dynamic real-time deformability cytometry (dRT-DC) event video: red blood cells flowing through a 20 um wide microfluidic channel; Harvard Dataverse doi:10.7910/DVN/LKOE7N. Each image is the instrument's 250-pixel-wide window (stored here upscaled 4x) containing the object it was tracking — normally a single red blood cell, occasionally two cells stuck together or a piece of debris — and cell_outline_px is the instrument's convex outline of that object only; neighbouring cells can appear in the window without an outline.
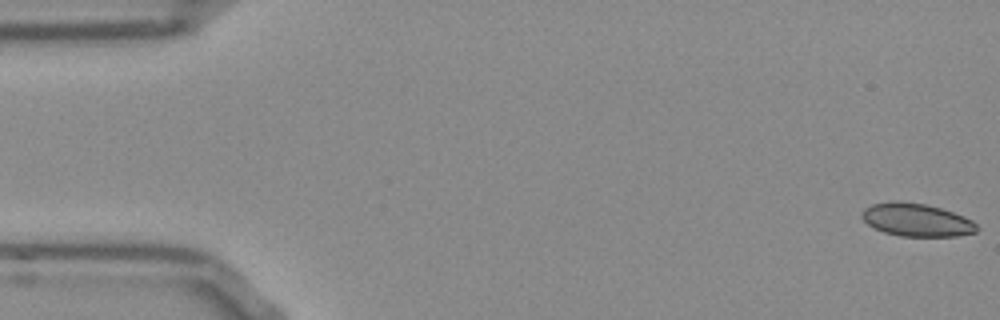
{"species": "Egyptian fruit bat (a non-hibernating species)", "species_latin": "Rousettus aegyptiacus", "temperature_condition": "room temperature", "stored_images_in_passage": 53, "camera_frame_rate_fps": 3000, "um_per_image_px": 0.085, "frame": {"image": 1, "passage_image": 1, "time_ms": 0.0, "image_size_px": [1000, 320], "cell_outline_px": [[980, 228], [976, 232], [956, 236], [900, 236], [884, 232], [868, 224], [860, 216], [860, 212], [864, 208], [872, 204], [892, 200], [900, 200], [924, 204], [940, 208], [964, 216], [972, 220]], "centroid_in_image_um": [77.89, 18.68], "position_along_channel_um": 7.1, "area_um2": 22.2}}
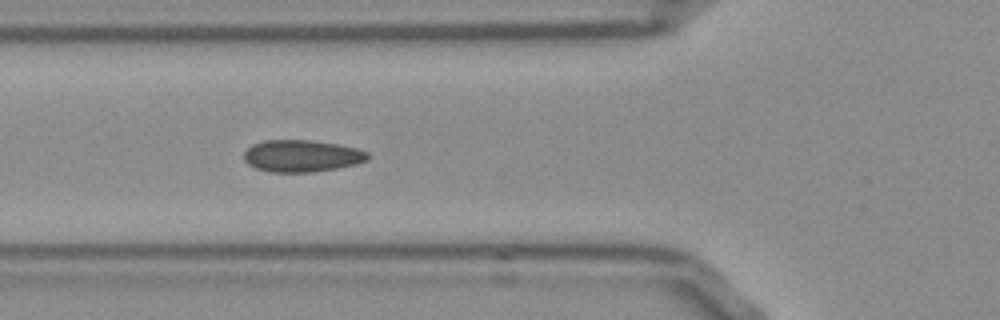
{"frame": {"image": 2, "passage_image": 19, "time_ms": 6.0, "image_size_px": [1000, 320], "cell_outline_px": [[368, 160], [356, 164], [336, 168], [312, 172], [272, 172], [256, 168], [248, 164], [244, 160], [244, 152], [252, 144], [264, 140], [308, 140], [336, 144], [356, 148], [368, 152]], "centroid_in_image_um": [25.63, 13.25], "position_along_channel_um": 100.2, "area_um2": 22.95}}
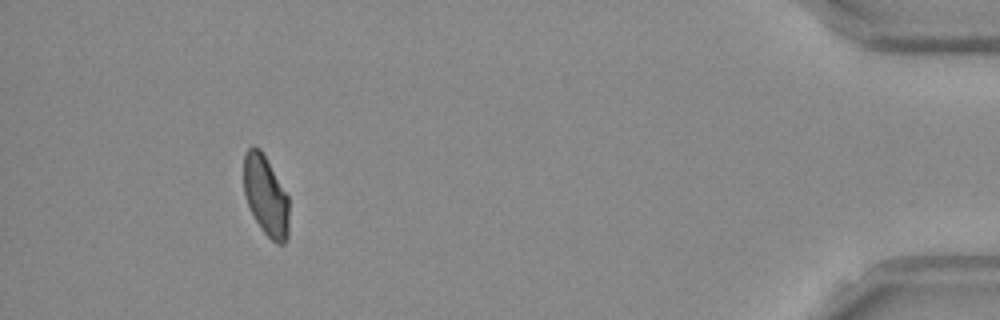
{"frame": {"image": 3, "passage_image": 49, "time_ms": 16.0, "image_size_px": [1000, 320], "cell_outline_px": [[288, 236], [284, 244], [276, 244], [264, 232], [256, 220], [248, 204], [244, 192], [244, 156], [248, 148], [252, 144], [260, 148], [288, 196]], "centroid_in_image_um": [22.59, 16.63], "position_along_channel_um": 412.6, "area_um2": 20.87}, "authors_computed_cell_mechanics": {"area_um2": 22.3108, "velocity_mm_per_s": 3.798, "shape_relaxation_time_tau1_ms": null, "shape_relaxation_time_tau2_ms": 0.8688, "deformation_change_tau1": null, "deformation_change_tau2": 0.0554}}